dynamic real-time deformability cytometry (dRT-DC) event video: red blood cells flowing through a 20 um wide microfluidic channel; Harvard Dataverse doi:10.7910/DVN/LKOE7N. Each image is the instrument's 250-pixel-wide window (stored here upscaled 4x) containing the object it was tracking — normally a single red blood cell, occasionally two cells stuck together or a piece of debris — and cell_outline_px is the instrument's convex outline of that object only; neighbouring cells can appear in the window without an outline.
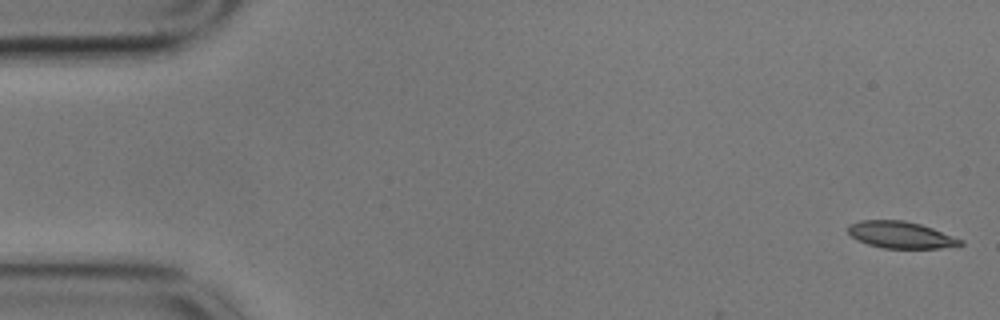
{"species": "common noctule bat (a hibernating species)", "species_latin": "Nyctalus noctula", "temperature_condition": "cold", "stored_images_in_passage": 4, "camera_frame_rate_fps": 3000, "um_per_image_px": 0.085, "animal": {"sex": "male", "body_mass_g": 17.9}, "frame": {"image": 1, "passage_image": 1, "time_ms": 0.0, "image_size_px": [1000, 320], "cell_outline_px": [[964, 244], [940, 248], [884, 248], [868, 244], [856, 240], [848, 232], [848, 224], [860, 220], [904, 220], [920, 224], [932, 228], [964, 240]], "centroid_in_image_um": [76.55, 19.96], "position_along_channel_um": 8.5, "area_um2": 17.51}}